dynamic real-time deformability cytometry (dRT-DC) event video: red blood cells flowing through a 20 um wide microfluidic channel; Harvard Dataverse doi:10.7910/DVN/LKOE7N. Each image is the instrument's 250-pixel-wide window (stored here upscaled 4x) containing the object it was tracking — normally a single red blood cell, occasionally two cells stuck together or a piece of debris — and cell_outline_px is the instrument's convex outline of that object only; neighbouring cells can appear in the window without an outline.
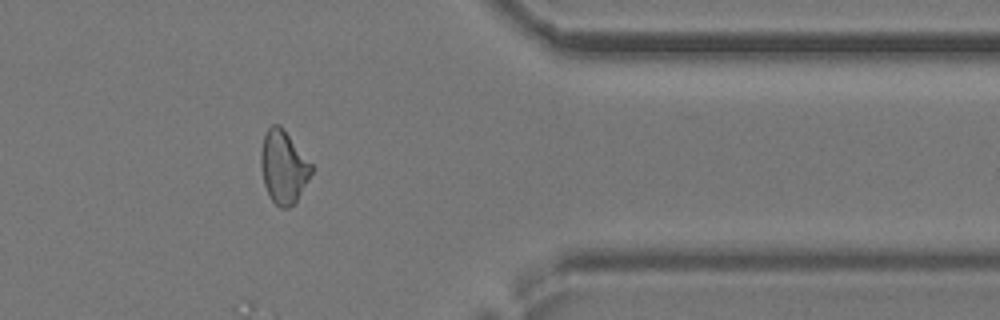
{"species": "common noctule bat (a hibernating species)", "species_latin": "Nyctalus noctula", "temperature_condition": "cold", "stored_images_in_passage": 25, "camera_frame_rate_fps": 3000, "um_per_image_px": 0.085, "animal": {"sex": "female", "body_mass_g": 24.6, "forearm_length_mm": 56.2}, "frame": {"image": 1, "passage_image": 23, "time_ms": 7.333, "image_size_px": [1000, 320], "cell_outline_px": [[312, 172], [296, 204], [288, 208], [280, 208], [272, 200], [264, 184], [260, 168], [260, 152], [264, 136], [268, 128], [272, 124], [280, 124], [312, 164]], "centroid_in_image_um": [24.09, 14.21], "position_along_channel_um": 387.3, "area_um2": 21.56}}